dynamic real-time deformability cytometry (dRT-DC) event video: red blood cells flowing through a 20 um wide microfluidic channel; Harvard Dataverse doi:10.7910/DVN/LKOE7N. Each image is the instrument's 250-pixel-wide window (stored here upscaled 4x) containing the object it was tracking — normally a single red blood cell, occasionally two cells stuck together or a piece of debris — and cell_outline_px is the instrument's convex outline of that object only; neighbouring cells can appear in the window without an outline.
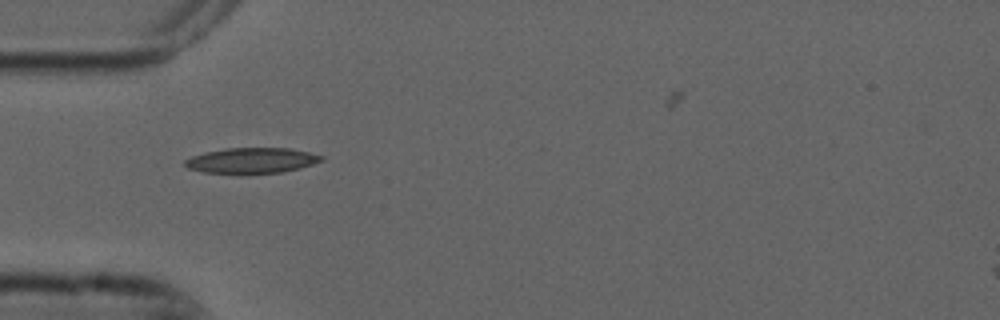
{"species": "common noctule bat (a hibernating species)", "species_latin": "Nyctalus noctula", "temperature_condition": "cold", "stored_images_in_passage": 5, "camera_frame_rate_fps": 3000, "um_per_image_px": 0.085, "animal": {"sex": "male", "forearm_length_mm": 52.5}, "frame": {"image": 1, "passage_image": 1, "time_ms": 0.0, "image_size_px": [1000, 320], "cell_outline_px": [[324, 160], [300, 168], [280, 172], [240, 176], [204, 172], [188, 168], [184, 164], [184, 160], [192, 156], [204, 152], [224, 148], [288, 148], [308, 152], [324, 156]], "centroid_in_image_um": [21.35, 13.67], "position_along_channel_um": 63.7, "area_um2": 20.92}}
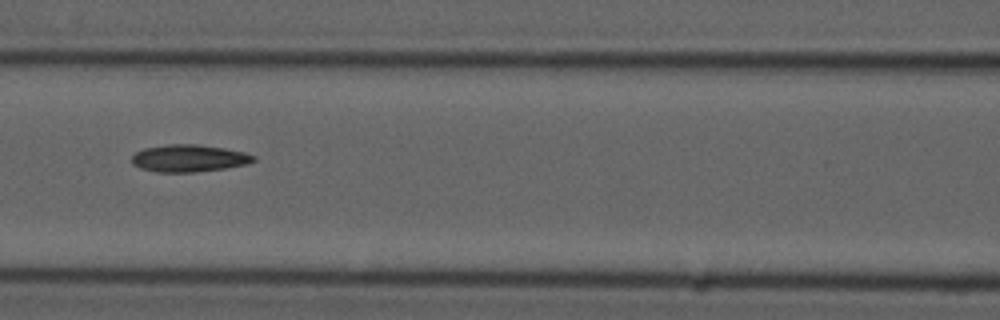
{"frame": {"image": 2, "passage_image": 3, "time_ms": 0.667, "image_size_px": [1000, 320], "cell_outline_px": [[256, 160], [248, 164], [224, 168], [196, 172], [156, 172], [140, 168], [132, 164], [132, 156], [136, 152], [144, 148], [168, 144], [196, 144], [224, 148], [244, 152], [256, 156]], "centroid_in_image_um": [16.06, 13.45], "position_along_channel_um": 150.5, "area_um2": 19.36}}
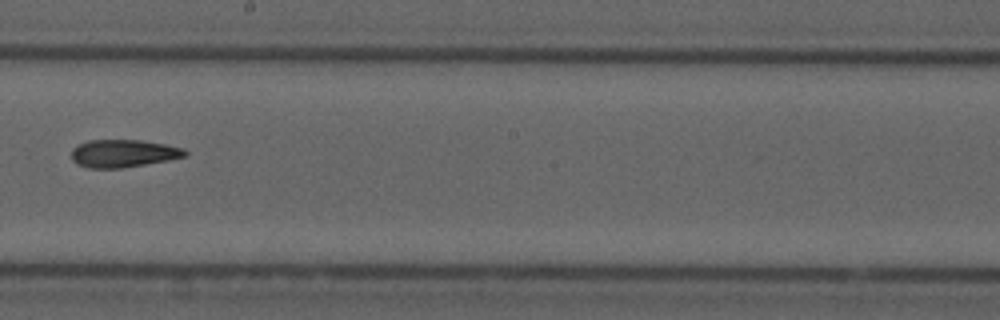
{"frame": {"image": 3, "passage_image": 5, "time_ms": 1.333, "image_size_px": [1000, 320], "cell_outline_px": [[188, 156], [168, 160], [124, 168], [88, 168], [76, 164], [72, 160], [72, 148], [88, 140], [140, 140], [164, 144], [184, 148], [188, 152]], "centroid_in_image_um": [10.49, 13.05], "position_along_channel_um": 237.7, "area_um2": 18.44}}